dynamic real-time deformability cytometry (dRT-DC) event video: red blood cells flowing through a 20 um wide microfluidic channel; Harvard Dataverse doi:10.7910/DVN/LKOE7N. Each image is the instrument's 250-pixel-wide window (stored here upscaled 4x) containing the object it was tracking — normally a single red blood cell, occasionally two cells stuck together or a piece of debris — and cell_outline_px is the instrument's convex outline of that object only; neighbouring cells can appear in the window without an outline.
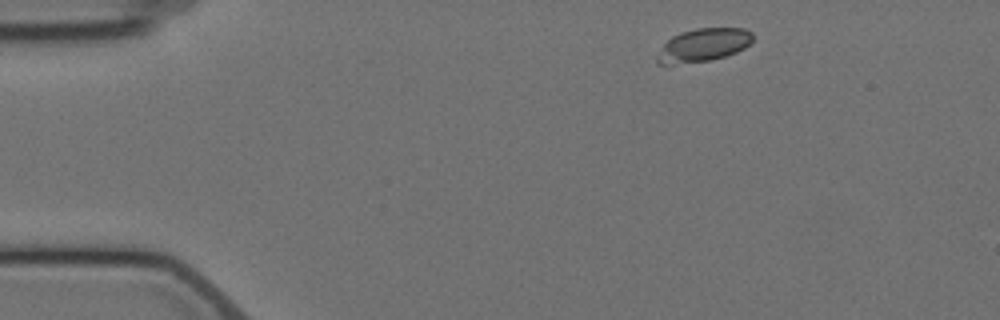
{"species": "Egyptian fruit bat (a non-hibernating species)", "species_latin": "Rousettus aegyptiacus", "temperature_condition": "cold", "stored_images_in_passage": 2, "camera_frame_rate_fps": 3000, "um_per_image_px": 0.085, "animal": {"sex": "female"}, "frame": {"image": 1, "passage_image": 1, "time_ms": 0.0, "image_size_px": [1000, 320], "cell_outline_px": [[752, 40], [744, 48], [736, 52], [712, 60], [668, 68], [656, 64], [656, 56], [664, 44], [672, 36], [680, 32], [696, 28], [744, 28], [752, 32]], "centroid_in_image_um": [59.68, 3.89], "position_along_channel_um": 25.3, "area_um2": 19.13}}